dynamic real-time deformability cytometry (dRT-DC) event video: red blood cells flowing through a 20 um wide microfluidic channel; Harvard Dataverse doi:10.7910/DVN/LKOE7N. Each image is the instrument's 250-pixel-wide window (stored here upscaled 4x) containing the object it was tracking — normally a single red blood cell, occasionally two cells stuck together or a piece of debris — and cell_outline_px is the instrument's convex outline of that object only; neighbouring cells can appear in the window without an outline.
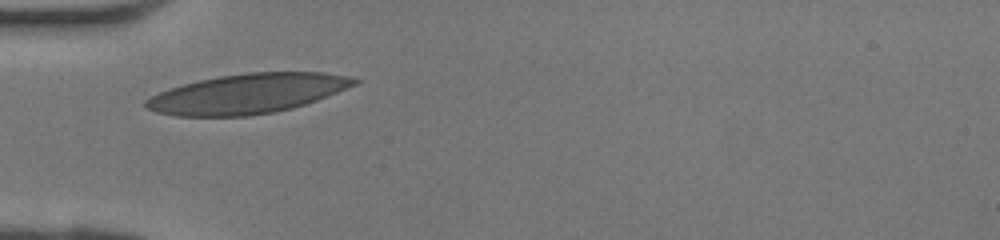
{"species": "human", "species_latin": "Homo sapiens", "temperature_condition": "room temperature", "stored_images_in_passage": 23, "camera_frame_rate_fps": 3000, "um_per_image_px": 0.085, "donor": {"sex": "female"}, "frame": {"image": 1, "passage_image": 1, "time_ms": 0.0, "image_size_px": [1000, 240], "cell_outline_px": [[360, 80], [356, 84], [316, 100], [292, 108], [272, 112], [248, 116], [176, 116], [156, 112], [144, 108], [144, 100], [160, 92], [184, 84], [200, 80], [220, 76], [248, 72], [324, 72], [352, 76]], "centroid_in_image_um": [21.03, 7.96], "position_along_channel_um": 64.0, "area_um2": 47.92}}
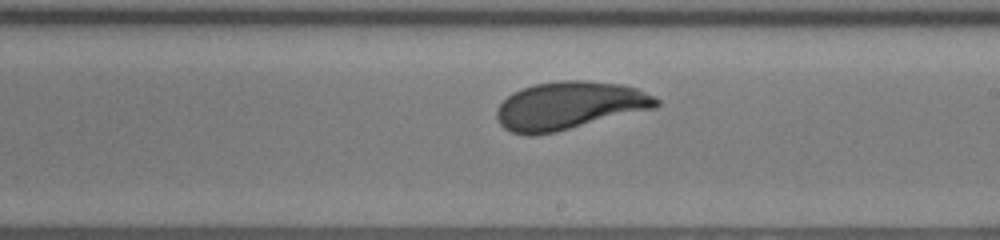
{"frame": {"image": 2, "passage_image": 12, "time_ms": 3.667, "image_size_px": [1000, 240], "cell_outline_px": [[660, 104], [656, 108], [556, 132], [532, 136], [528, 136], [512, 132], [504, 128], [500, 124], [496, 116], [496, 108], [512, 92], [536, 84], [560, 80], [588, 80], [624, 84], [636, 88], [660, 100]], "centroid_in_image_um": [48.4, 8.98], "position_along_channel_um": 240.6, "area_um2": 44.74}}
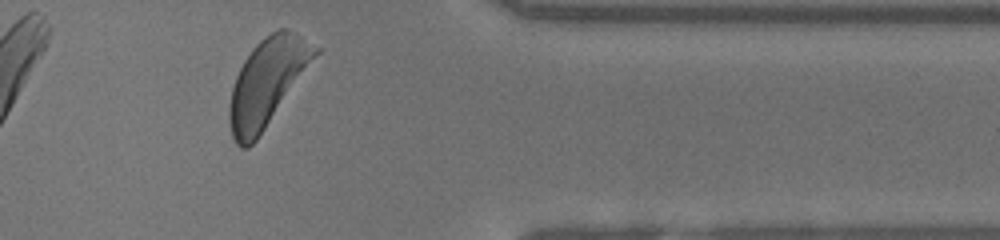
{"frame": {"image": 3, "passage_image": 22, "time_ms": 7.0, "image_size_px": [1000, 240], "cell_outline_px": [[324, 48], [256, 140], [248, 148], [240, 148], [236, 144], [232, 136], [228, 120], [228, 108], [232, 88], [236, 76], [244, 60], [252, 48], [260, 40], [272, 32], [280, 28], [288, 28]], "centroid_in_image_um": [22.75, 6.97], "position_along_channel_um": 388.6, "area_um2": 43.87}}